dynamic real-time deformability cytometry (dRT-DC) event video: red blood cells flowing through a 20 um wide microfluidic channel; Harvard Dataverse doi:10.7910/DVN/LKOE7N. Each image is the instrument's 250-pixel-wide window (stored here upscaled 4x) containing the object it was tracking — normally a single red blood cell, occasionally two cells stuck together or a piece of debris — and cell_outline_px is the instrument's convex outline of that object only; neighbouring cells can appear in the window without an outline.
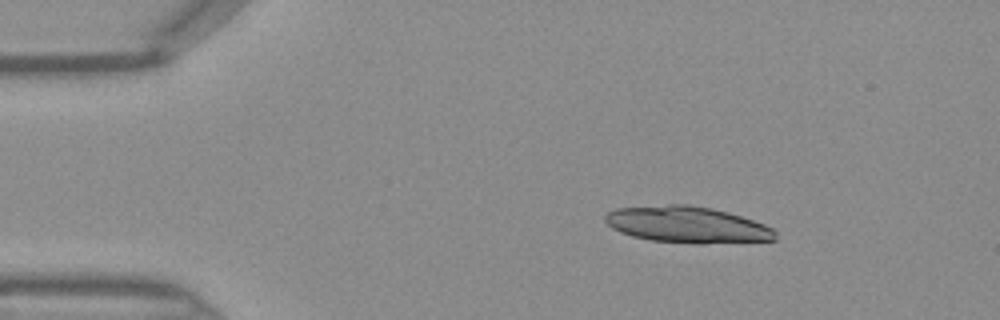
{"species": "Egyptian fruit bat (a non-hibernating species)", "species_latin": "Rousettus aegyptiacus", "temperature_condition": "warm", "stored_images_in_passage": 15, "camera_frame_rate_fps": 3000, "um_per_image_px": 0.085, "frame": {"image": 1, "passage_image": 6, "time_ms": 1.667, "image_size_px": [1000, 320], "cell_outline_px": [[776, 240], [704, 244], [696, 244], [648, 240], [632, 236], [620, 232], [612, 228], [604, 220], [604, 216], [608, 212], [616, 208], [668, 204], [688, 204], [712, 208], [728, 212], [764, 224], [772, 228], [776, 232]], "centroid_in_image_um": [58.4, 19.1], "position_along_channel_um": 26.6, "area_um2": 36.36}}